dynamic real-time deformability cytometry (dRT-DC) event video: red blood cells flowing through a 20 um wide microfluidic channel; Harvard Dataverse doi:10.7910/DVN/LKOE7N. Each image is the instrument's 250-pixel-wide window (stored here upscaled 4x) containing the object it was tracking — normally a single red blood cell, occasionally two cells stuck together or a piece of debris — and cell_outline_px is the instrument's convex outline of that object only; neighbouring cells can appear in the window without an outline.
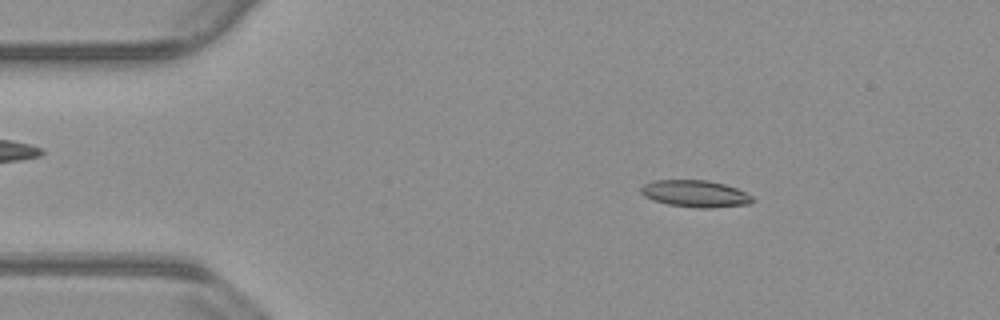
{"species": "common noctule bat (a hibernating species)", "species_latin": "Nyctalus noctula", "temperature_condition": "warm", "stored_images_in_passage": 53, "camera_frame_rate_fps": 3000, "um_per_image_px": 0.085, "animal": {"sex": "male", "body_mass_g": 23.1, "forearm_length_mm": 52.7}, "frame": {"image": 1, "passage_image": 8, "time_ms": 2.333, "image_size_px": [1000, 320], "cell_outline_px": [[756, 200], [752, 204], [712, 208], [696, 208], [668, 204], [652, 200], [644, 196], [640, 192], [640, 188], [644, 184], [656, 180], [708, 180], [724, 184], [736, 188], [752, 196]], "centroid_in_image_um": [59.12, 16.47], "position_along_channel_um": 25.9, "area_um2": 17.63}}
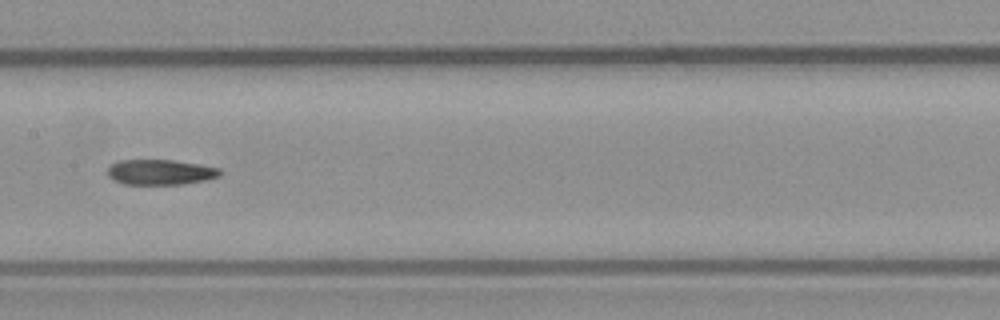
{"frame": {"image": 2, "passage_image": 26, "time_ms": 8.333, "image_size_px": [1000, 320], "cell_outline_px": [[220, 176], [204, 180], [184, 184], [124, 184], [112, 180], [108, 176], [108, 168], [116, 160], [172, 160], [200, 164], [220, 168]], "centroid_in_image_um": [13.61, 14.63], "position_along_channel_um": 193.8, "area_um2": 16.59}}
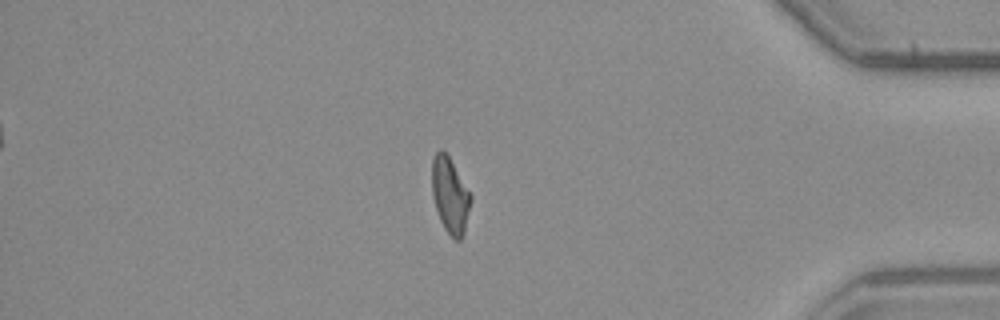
{"frame": {"image": 3, "passage_image": 45, "time_ms": 14.667, "image_size_px": [1000, 320], "cell_outline_px": [[472, 200], [464, 232], [460, 240], [456, 240], [444, 228], [440, 220], [432, 196], [432, 160], [436, 152], [440, 148], [448, 156], [472, 196]], "centroid_in_image_um": [38.25, 16.61], "position_along_channel_um": 396.9, "area_um2": 16.88}, "authors_computed_cell_mechanics": {"area_um2": 17.4556, "velocity_mm_per_s": 3.8156, "shape_relaxation_time_tau1_ms": null, "shape_relaxation_time_tau2_ms": 7.5593, "deformation_change_tau1": null, "deformation_change_tau2": 0.153}}